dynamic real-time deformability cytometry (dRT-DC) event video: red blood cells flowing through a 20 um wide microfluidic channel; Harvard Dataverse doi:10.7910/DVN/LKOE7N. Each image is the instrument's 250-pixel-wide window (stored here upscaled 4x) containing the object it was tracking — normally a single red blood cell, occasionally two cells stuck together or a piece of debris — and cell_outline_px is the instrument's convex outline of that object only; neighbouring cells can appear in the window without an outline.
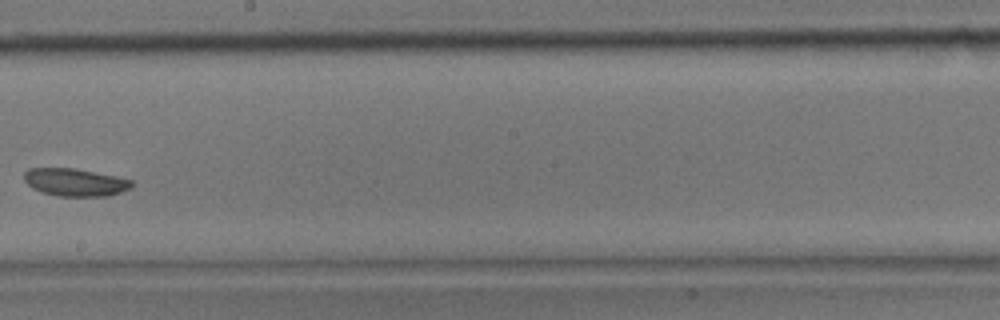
{"species": "common noctule bat (a hibernating species)", "species_latin": "Nyctalus noctula", "temperature_condition": "room temperature", "stored_images_in_passage": 28, "camera_frame_rate_fps": 3000, "um_per_image_px": 0.085, "animal": {"sex": "male", "body_mass_g": 17.9}, "frame": {"image": 1, "passage_image": 13, "time_ms": 4.0, "image_size_px": [1000, 320], "cell_outline_px": [[132, 188], [108, 196], [56, 196], [32, 188], [24, 180], [24, 172], [28, 168], [76, 168], [116, 176], [132, 180]], "centroid_in_image_um": [6.39, 15.48], "position_along_channel_um": 241.8, "area_um2": 17.4}}